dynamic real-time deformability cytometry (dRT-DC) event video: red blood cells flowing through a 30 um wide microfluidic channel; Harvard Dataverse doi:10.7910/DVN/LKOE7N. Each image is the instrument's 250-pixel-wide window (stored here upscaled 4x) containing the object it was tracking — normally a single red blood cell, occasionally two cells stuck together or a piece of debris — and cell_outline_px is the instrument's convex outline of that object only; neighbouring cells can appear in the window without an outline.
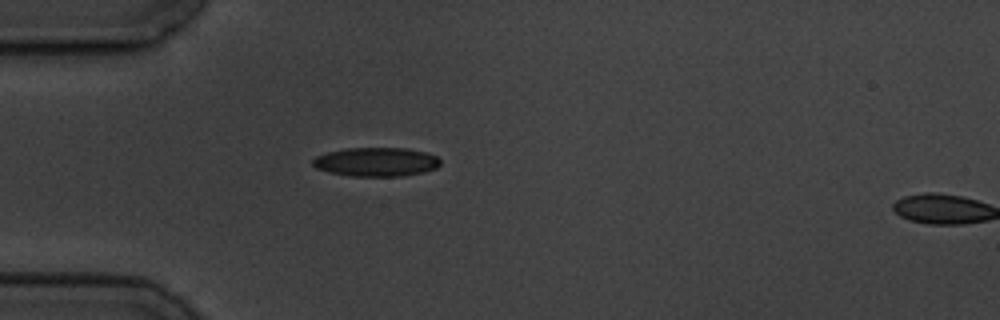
{"species": "common noctule bat (a hibernating species)", "species_latin": "Nyctalus noctula", "temperature_condition": "cold", "stored_images_in_passage": 2, "segment_of_instrument_passage": [1, 2], "camera_frame_rate_fps": 3000, "um_per_image_px": 0.085, "animal": {"sex": "male", "body_mass_g": 19.5, "forearm_length_mm": 54.6}, "frame": {"image": 1, "passage_image": 1, "time_ms": 0.0, "image_size_px": [1000, 320], "cell_outline_px": [[440, 164], [436, 168], [424, 172], [404, 176], [352, 176], [328, 172], [316, 168], [312, 164], [312, 160], [316, 156], [328, 152], [344, 148], [408, 148], [424, 152], [436, 156], [440, 160]], "centroid_in_image_um": [31.97, 13.76], "position_along_channel_um": 53.0, "area_um2": 21.56}}